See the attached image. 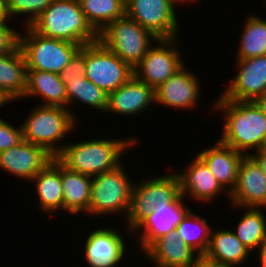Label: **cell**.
Segmentation results:
<instances>
[{
  "mask_svg": "<svg viewBox=\"0 0 266 267\" xmlns=\"http://www.w3.org/2000/svg\"><path fill=\"white\" fill-rule=\"evenodd\" d=\"M240 209H243L244 213L236 222L238 225L233 232L243 245L255 254L266 238V215L261 208Z\"/></svg>",
  "mask_w": 266,
  "mask_h": 267,
  "instance_id": "obj_28",
  "label": "cell"
},
{
  "mask_svg": "<svg viewBox=\"0 0 266 267\" xmlns=\"http://www.w3.org/2000/svg\"><path fill=\"white\" fill-rule=\"evenodd\" d=\"M266 174V148L255 151L250 155Z\"/></svg>",
  "mask_w": 266,
  "mask_h": 267,
  "instance_id": "obj_36",
  "label": "cell"
},
{
  "mask_svg": "<svg viewBox=\"0 0 266 267\" xmlns=\"http://www.w3.org/2000/svg\"><path fill=\"white\" fill-rule=\"evenodd\" d=\"M138 138L92 139L66 144L55 157L67 169L93 177L115 169L129 148L138 146Z\"/></svg>",
  "mask_w": 266,
  "mask_h": 267,
  "instance_id": "obj_2",
  "label": "cell"
},
{
  "mask_svg": "<svg viewBox=\"0 0 266 267\" xmlns=\"http://www.w3.org/2000/svg\"><path fill=\"white\" fill-rule=\"evenodd\" d=\"M259 258V259H258ZM257 260H259V267H266V256H258Z\"/></svg>",
  "mask_w": 266,
  "mask_h": 267,
  "instance_id": "obj_41",
  "label": "cell"
},
{
  "mask_svg": "<svg viewBox=\"0 0 266 267\" xmlns=\"http://www.w3.org/2000/svg\"><path fill=\"white\" fill-rule=\"evenodd\" d=\"M10 20L0 23V55L12 53L19 46V32L7 25Z\"/></svg>",
  "mask_w": 266,
  "mask_h": 267,
  "instance_id": "obj_35",
  "label": "cell"
},
{
  "mask_svg": "<svg viewBox=\"0 0 266 267\" xmlns=\"http://www.w3.org/2000/svg\"><path fill=\"white\" fill-rule=\"evenodd\" d=\"M237 74L220 93L224 99L254 101L266 93V55L248 59H237Z\"/></svg>",
  "mask_w": 266,
  "mask_h": 267,
  "instance_id": "obj_13",
  "label": "cell"
},
{
  "mask_svg": "<svg viewBox=\"0 0 266 267\" xmlns=\"http://www.w3.org/2000/svg\"><path fill=\"white\" fill-rule=\"evenodd\" d=\"M24 28L25 33H19V48L27 69L60 74L81 48L80 44L74 42L44 37L30 26Z\"/></svg>",
  "mask_w": 266,
  "mask_h": 267,
  "instance_id": "obj_6",
  "label": "cell"
},
{
  "mask_svg": "<svg viewBox=\"0 0 266 267\" xmlns=\"http://www.w3.org/2000/svg\"><path fill=\"white\" fill-rule=\"evenodd\" d=\"M178 39H157L155 45L148 49L142 61L133 69L134 76L155 90L183 68V55L176 46Z\"/></svg>",
  "mask_w": 266,
  "mask_h": 267,
  "instance_id": "obj_10",
  "label": "cell"
},
{
  "mask_svg": "<svg viewBox=\"0 0 266 267\" xmlns=\"http://www.w3.org/2000/svg\"><path fill=\"white\" fill-rule=\"evenodd\" d=\"M41 97L40 105L62 106L69 109L77 120L74 111L68 107L66 86L62 82L60 74L42 70L27 69V86L24 98Z\"/></svg>",
  "mask_w": 266,
  "mask_h": 267,
  "instance_id": "obj_22",
  "label": "cell"
},
{
  "mask_svg": "<svg viewBox=\"0 0 266 267\" xmlns=\"http://www.w3.org/2000/svg\"><path fill=\"white\" fill-rule=\"evenodd\" d=\"M169 173L134 183L125 219L127 232L132 233V229L155 209L157 202L169 204L181 195L178 175L174 172Z\"/></svg>",
  "mask_w": 266,
  "mask_h": 267,
  "instance_id": "obj_8",
  "label": "cell"
},
{
  "mask_svg": "<svg viewBox=\"0 0 266 267\" xmlns=\"http://www.w3.org/2000/svg\"><path fill=\"white\" fill-rule=\"evenodd\" d=\"M29 111L20 123L23 140L44 148L55 158L66 145L59 143L75 131L78 121L62 106L38 104Z\"/></svg>",
  "mask_w": 266,
  "mask_h": 267,
  "instance_id": "obj_4",
  "label": "cell"
},
{
  "mask_svg": "<svg viewBox=\"0 0 266 267\" xmlns=\"http://www.w3.org/2000/svg\"><path fill=\"white\" fill-rule=\"evenodd\" d=\"M27 86V66L19 46L9 54L0 55V91L8 98L22 99Z\"/></svg>",
  "mask_w": 266,
  "mask_h": 267,
  "instance_id": "obj_26",
  "label": "cell"
},
{
  "mask_svg": "<svg viewBox=\"0 0 266 267\" xmlns=\"http://www.w3.org/2000/svg\"><path fill=\"white\" fill-rule=\"evenodd\" d=\"M207 221L191 209L175 229L178 237L199 256L206 253L210 242L212 226Z\"/></svg>",
  "mask_w": 266,
  "mask_h": 267,
  "instance_id": "obj_31",
  "label": "cell"
},
{
  "mask_svg": "<svg viewBox=\"0 0 266 267\" xmlns=\"http://www.w3.org/2000/svg\"><path fill=\"white\" fill-rule=\"evenodd\" d=\"M22 141L21 125L15 128L14 124L0 118V152L15 147Z\"/></svg>",
  "mask_w": 266,
  "mask_h": 267,
  "instance_id": "obj_33",
  "label": "cell"
},
{
  "mask_svg": "<svg viewBox=\"0 0 266 267\" xmlns=\"http://www.w3.org/2000/svg\"><path fill=\"white\" fill-rule=\"evenodd\" d=\"M126 16L158 39L179 37L176 5L171 0H125ZM178 35V36H177Z\"/></svg>",
  "mask_w": 266,
  "mask_h": 267,
  "instance_id": "obj_11",
  "label": "cell"
},
{
  "mask_svg": "<svg viewBox=\"0 0 266 267\" xmlns=\"http://www.w3.org/2000/svg\"><path fill=\"white\" fill-rule=\"evenodd\" d=\"M124 163L115 169L91 177L89 215L127 216L134 183L125 171ZM123 213V214H122ZM125 215V216H124Z\"/></svg>",
  "mask_w": 266,
  "mask_h": 267,
  "instance_id": "obj_5",
  "label": "cell"
},
{
  "mask_svg": "<svg viewBox=\"0 0 266 267\" xmlns=\"http://www.w3.org/2000/svg\"><path fill=\"white\" fill-rule=\"evenodd\" d=\"M61 80L66 86L68 106L82 102L85 106H91L99 112L106 113L108 94L103 89L98 88L85 76Z\"/></svg>",
  "mask_w": 266,
  "mask_h": 267,
  "instance_id": "obj_30",
  "label": "cell"
},
{
  "mask_svg": "<svg viewBox=\"0 0 266 267\" xmlns=\"http://www.w3.org/2000/svg\"><path fill=\"white\" fill-rule=\"evenodd\" d=\"M255 254H259V255H256V256H266V238L261 243L259 249L257 250V252Z\"/></svg>",
  "mask_w": 266,
  "mask_h": 267,
  "instance_id": "obj_40",
  "label": "cell"
},
{
  "mask_svg": "<svg viewBox=\"0 0 266 267\" xmlns=\"http://www.w3.org/2000/svg\"><path fill=\"white\" fill-rule=\"evenodd\" d=\"M53 158L44 148L23 140L0 152V169L30 183Z\"/></svg>",
  "mask_w": 266,
  "mask_h": 267,
  "instance_id": "obj_17",
  "label": "cell"
},
{
  "mask_svg": "<svg viewBox=\"0 0 266 267\" xmlns=\"http://www.w3.org/2000/svg\"><path fill=\"white\" fill-rule=\"evenodd\" d=\"M197 154L207 165L217 182L230 194L237 182L238 170L244 154L237 152L219 139Z\"/></svg>",
  "mask_w": 266,
  "mask_h": 267,
  "instance_id": "obj_21",
  "label": "cell"
},
{
  "mask_svg": "<svg viewBox=\"0 0 266 267\" xmlns=\"http://www.w3.org/2000/svg\"><path fill=\"white\" fill-rule=\"evenodd\" d=\"M154 89L139 81L135 76L108 94V106L105 114L114 113L122 116L142 114L154 105Z\"/></svg>",
  "mask_w": 266,
  "mask_h": 267,
  "instance_id": "obj_19",
  "label": "cell"
},
{
  "mask_svg": "<svg viewBox=\"0 0 266 267\" xmlns=\"http://www.w3.org/2000/svg\"><path fill=\"white\" fill-rule=\"evenodd\" d=\"M183 199L184 197L180 195L174 202L169 204L157 202L155 209L132 229V235L139 233L136 242L139 243L140 252L144 254L157 240L176 229L185 215L191 210L190 207L188 208L184 204Z\"/></svg>",
  "mask_w": 266,
  "mask_h": 267,
  "instance_id": "obj_12",
  "label": "cell"
},
{
  "mask_svg": "<svg viewBox=\"0 0 266 267\" xmlns=\"http://www.w3.org/2000/svg\"><path fill=\"white\" fill-rule=\"evenodd\" d=\"M38 34L81 46L98 41L78 0H54L31 24Z\"/></svg>",
  "mask_w": 266,
  "mask_h": 267,
  "instance_id": "obj_3",
  "label": "cell"
},
{
  "mask_svg": "<svg viewBox=\"0 0 266 267\" xmlns=\"http://www.w3.org/2000/svg\"><path fill=\"white\" fill-rule=\"evenodd\" d=\"M175 5H177V4H179V5H181L180 3H194V2H196V1H198V0H171Z\"/></svg>",
  "mask_w": 266,
  "mask_h": 267,
  "instance_id": "obj_42",
  "label": "cell"
},
{
  "mask_svg": "<svg viewBox=\"0 0 266 267\" xmlns=\"http://www.w3.org/2000/svg\"><path fill=\"white\" fill-rule=\"evenodd\" d=\"M61 181L63 189V212L78 216L80 213H86V216L87 214L89 215L91 177L71 171L61 164Z\"/></svg>",
  "mask_w": 266,
  "mask_h": 267,
  "instance_id": "obj_25",
  "label": "cell"
},
{
  "mask_svg": "<svg viewBox=\"0 0 266 267\" xmlns=\"http://www.w3.org/2000/svg\"><path fill=\"white\" fill-rule=\"evenodd\" d=\"M237 49V59L266 55V18L249 14L245 19Z\"/></svg>",
  "mask_w": 266,
  "mask_h": 267,
  "instance_id": "obj_27",
  "label": "cell"
},
{
  "mask_svg": "<svg viewBox=\"0 0 266 267\" xmlns=\"http://www.w3.org/2000/svg\"><path fill=\"white\" fill-rule=\"evenodd\" d=\"M144 256L154 267H197L199 259V255L178 237L176 230L157 240Z\"/></svg>",
  "mask_w": 266,
  "mask_h": 267,
  "instance_id": "obj_20",
  "label": "cell"
},
{
  "mask_svg": "<svg viewBox=\"0 0 266 267\" xmlns=\"http://www.w3.org/2000/svg\"><path fill=\"white\" fill-rule=\"evenodd\" d=\"M7 18L5 13V2L4 0H0V23L3 22Z\"/></svg>",
  "mask_w": 266,
  "mask_h": 267,
  "instance_id": "obj_39",
  "label": "cell"
},
{
  "mask_svg": "<svg viewBox=\"0 0 266 267\" xmlns=\"http://www.w3.org/2000/svg\"><path fill=\"white\" fill-rule=\"evenodd\" d=\"M228 199L233 208L266 209V174L251 156H244Z\"/></svg>",
  "mask_w": 266,
  "mask_h": 267,
  "instance_id": "obj_14",
  "label": "cell"
},
{
  "mask_svg": "<svg viewBox=\"0 0 266 267\" xmlns=\"http://www.w3.org/2000/svg\"><path fill=\"white\" fill-rule=\"evenodd\" d=\"M85 70H86V45H83L70 59L69 64L60 73V77L61 79H74L76 77H83L85 76Z\"/></svg>",
  "mask_w": 266,
  "mask_h": 267,
  "instance_id": "obj_34",
  "label": "cell"
},
{
  "mask_svg": "<svg viewBox=\"0 0 266 267\" xmlns=\"http://www.w3.org/2000/svg\"><path fill=\"white\" fill-rule=\"evenodd\" d=\"M197 267H237V266L224 264V263H218V262L209 260L208 258H205L204 256H199Z\"/></svg>",
  "mask_w": 266,
  "mask_h": 267,
  "instance_id": "obj_37",
  "label": "cell"
},
{
  "mask_svg": "<svg viewBox=\"0 0 266 267\" xmlns=\"http://www.w3.org/2000/svg\"><path fill=\"white\" fill-rule=\"evenodd\" d=\"M54 0H4L7 18L24 14L23 27L30 24L53 2Z\"/></svg>",
  "mask_w": 266,
  "mask_h": 267,
  "instance_id": "obj_32",
  "label": "cell"
},
{
  "mask_svg": "<svg viewBox=\"0 0 266 267\" xmlns=\"http://www.w3.org/2000/svg\"><path fill=\"white\" fill-rule=\"evenodd\" d=\"M86 20L100 33L108 24L126 15L125 0H78Z\"/></svg>",
  "mask_w": 266,
  "mask_h": 267,
  "instance_id": "obj_29",
  "label": "cell"
},
{
  "mask_svg": "<svg viewBox=\"0 0 266 267\" xmlns=\"http://www.w3.org/2000/svg\"><path fill=\"white\" fill-rule=\"evenodd\" d=\"M157 39L126 15L112 21L98 33V40L132 69L142 61Z\"/></svg>",
  "mask_w": 266,
  "mask_h": 267,
  "instance_id": "obj_7",
  "label": "cell"
},
{
  "mask_svg": "<svg viewBox=\"0 0 266 267\" xmlns=\"http://www.w3.org/2000/svg\"><path fill=\"white\" fill-rule=\"evenodd\" d=\"M134 76L133 69L99 40L86 44L85 77L107 94Z\"/></svg>",
  "mask_w": 266,
  "mask_h": 267,
  "instance_id": "obj_9",
  "label": "cell"
},
{
  "mask_svg": "<svg viewBox=\"0 0 266 267\" xmlns=\"http://www.w3.org/2000/svg\"><path fill=\"white\" fill-rule=\"evenodd\" d=\"M35 185L40 211L56 213L63 211L61 163L53 158L32 180Z\"/></svg>",
  "mask_w": 266,
  "mask_h": 267,
  "instance_id": "obj_23",
  "label": "cell"
},
{
  "mask_svg": "<svg viewBox=\"0 0 266 267\" xmlns=\"http://www.w3.org/2000/svg\"><path fill=\"white\" fill-rule=\"evenodd\" d=\"M213 107L224 117L218 138L223 144L245 156L266 148V116L254 102L227 100L220 95Z\"/></svg>",
  "mask_w": 266,
  "mask_h": 267,
  "instance_id": "obj_1",
  "label": "cell"
},
{
  "mask_svg": "<svg viewBox=\"0 0 266 267\" xmlns=\"http://www.w3.org/2000/svg\"><path fill=\"white\" fill-rule=\"evenodd\" d=\"M196 156L191 162L189 161L184 170H180V173L176 171L179 177L181 195L187 198L189 196L198 203L213 202L220 193H225L224 195L229 197L227 191L222 188L209 171L205 162L198 155Z\"/></svg>",
  "mask_w": 266,
  "mask_h": 267,
  "instance_id": "obj_18",
  "label": "cell"
},
{
  "mask_svg": "<svg viewBox=\"0 0 266 267\" xmlns=\"http://www.w3.org/2000/svg\"><path fill=\"white\" fill-rule=\"evenodd\" d=\"M253 102L266 116V93L262 96L257 97Z\"/></svg>",
  "mask_w": 266,
  "mask_h": 267,
  "instance_id": "obj_38",
  "label": "cell"
},
{
  "mask_svg": "<svg viewBox=\"0 0 266 267\" xmlns=\"http://www.w3.org/2000/svg\"><path fill=\"white\" fill-rule=\"evenodd\" d=\"M200 84L198 75L184 66L154 90L155 103L177 110H194L199 107Z\"/></svg>",
  "mask_w": 266,
  "mask_h": 267,
  "instance_id": "obj_16",
  "label": "cell"
},
{
  "mask_svg": "<svg viewBox=\"0 0 266 267\" xmlns=\"http://www.w3.org/2000/svg\"><path fill=\"white\" fill-rule=\"evenodd\" d=\"M230 230H211L209 246L203 256L218 263L243 266L252 252Z\"/></svg>",
  "mask_w": 266,
  "mask_h": 267,
  "instance_id": "obj_24",
  "label": "cell"
},
{
  "mask_svg": "<svg viewBox=\"0 0 266 267\" xmlns=\"http://www.w3.org/2000/svg\"><path fill=\"white\" fill-rule=\"evenodd\" d=\"M125 237L116 229L97 227L87 235L84 248V257L88 267H117L123 257L125 260L127 244ZM120 263V264H119Z\"/></svg>",
  "mask_w": 266,
  "mask_h": 267,
  "instance_id": "obj_15",
  "label": "cell"
}]
</instances>
